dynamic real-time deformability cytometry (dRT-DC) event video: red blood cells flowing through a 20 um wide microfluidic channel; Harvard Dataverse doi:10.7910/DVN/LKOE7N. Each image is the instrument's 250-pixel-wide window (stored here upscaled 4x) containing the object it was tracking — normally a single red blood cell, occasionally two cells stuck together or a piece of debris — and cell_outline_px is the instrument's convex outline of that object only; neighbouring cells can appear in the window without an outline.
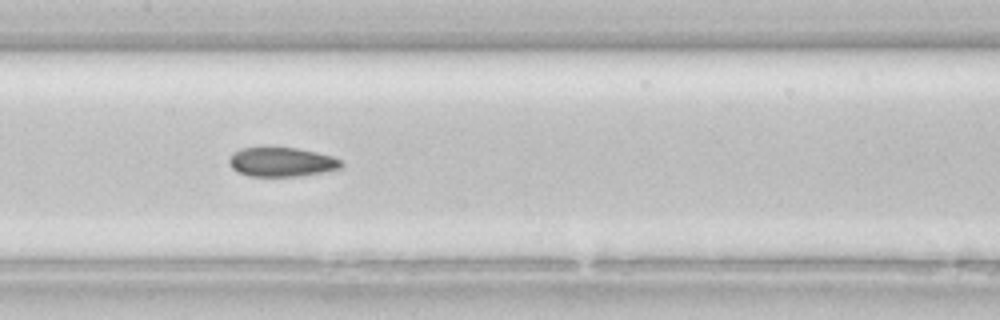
{"species": "common noctule bat (a hibernating species)", "species_latin": "Nyctalus noctula", "temperature_condition": "room temperature", "stored_images_in_passage": 14, "camera_frame_rate_fps": 3000, "um_per_image_px": 0.085, "animal": {"sex": "female", "body_mass_g": 22.7, "forearm_length_mm": 54.2}, "frame": {"image": 1, "passage_image": 12, "time_ms": 3.667, "image_size_px": [1000, 320], "cell_outline_px": [[344, 164], [340, 168], [300, 176], [248, 176], [232, 168], [228, 164], [228, 160], [232, 152], [240, 148], [296, 148], [332, 156], [340, 160]], "centroid_in_image_um": [23.89, 13.77], "position_along_channel_um": 183.5, "area_um2": 18.9}}